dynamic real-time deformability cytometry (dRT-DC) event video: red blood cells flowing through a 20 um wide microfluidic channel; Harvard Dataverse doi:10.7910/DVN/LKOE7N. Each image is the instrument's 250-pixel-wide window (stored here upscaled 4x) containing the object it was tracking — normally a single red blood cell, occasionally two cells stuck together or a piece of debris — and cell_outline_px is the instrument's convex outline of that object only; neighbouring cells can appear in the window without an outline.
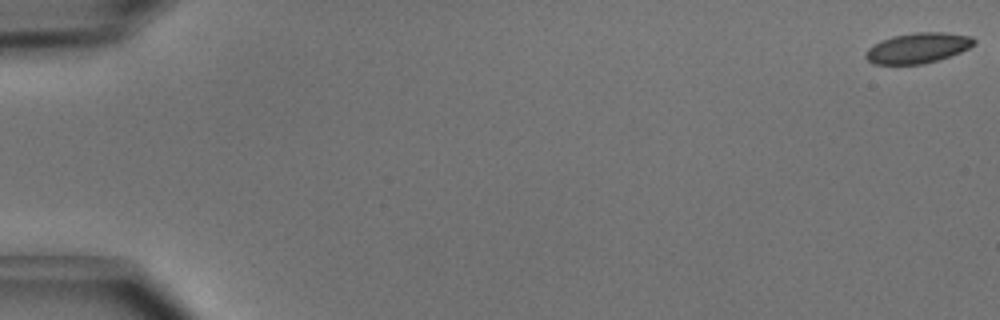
{"species": "common noctule bat (a hibernating species)", "species_latin": "Nyctalus noctula", "temperature_condition": "cold", "stored_images_in_passage": 6, "camera_frame_rate_fps": 3000, "um_per_image_px": 0.085, "animal": {"sex": "male", "body_mass_g": 15.6}, "frame": {"image": 1, "passage_image": 1, "time_ms": 0.0, "image_size_px": [1000, 320], "cell_outline_px": [[976, 44], [960, 52], [924, 64], [872, 64], [864, 56], [864, 52], [868, 48], [880, 40], [892, 36], [916, 32], [944, 32], [972, 36], [976, 40]], "centroid_in_image_um": [78.0, 4.07], "position_along_channel_um": 7.0, "area_um2": 19.25}}